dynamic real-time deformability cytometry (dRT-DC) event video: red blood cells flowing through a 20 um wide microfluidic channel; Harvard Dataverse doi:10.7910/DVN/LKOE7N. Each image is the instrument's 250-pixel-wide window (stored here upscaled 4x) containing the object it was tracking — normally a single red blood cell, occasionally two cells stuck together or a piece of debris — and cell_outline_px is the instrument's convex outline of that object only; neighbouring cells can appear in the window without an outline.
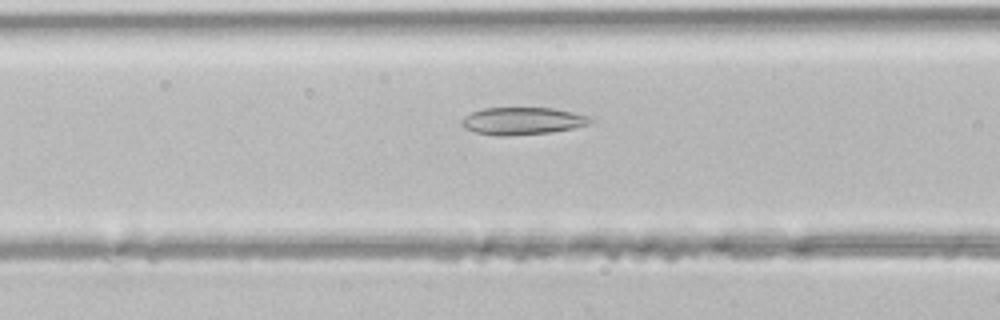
{"species": "common noctule bat (a hibernating species)", "species_latin": "Nyctalus noctula", "temperature_condition": "room temperature", "stored_images_in_passage": 6, "camera_frame_rate_fps": 3000, "um_per_image_px": 0.085, "animal": {"sex": "male", "body_mass_g": 21.5, "forearm_length_mm": 52.0}, "frame": {"image": 1, "passage_image": 6, "time_ms": 1.667, "image_size_px": [1000, 320], "cell_outline_px": [[592, 120], [588, 124], [572, 128], [552, 132], [508, 136], [496, 136], [476, 132], [464, 128], [460, 124], [460, 120], [464, 116], [472, 112], [484, 108], [552, 108], [592, 116]], "centroid_in_image_um": [44.37, 10.28], "position_along_channel_um": 122.2, "area_um2": 20.58}}